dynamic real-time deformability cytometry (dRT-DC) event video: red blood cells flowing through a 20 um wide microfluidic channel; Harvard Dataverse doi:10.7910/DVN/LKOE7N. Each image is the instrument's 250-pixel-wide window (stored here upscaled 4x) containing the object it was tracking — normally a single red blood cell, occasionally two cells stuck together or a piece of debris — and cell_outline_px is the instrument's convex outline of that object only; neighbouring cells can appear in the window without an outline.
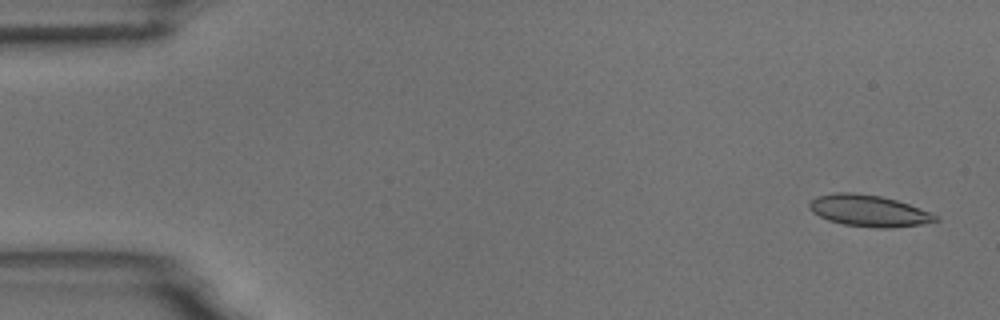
{"species": "common noctule bat (a hibernating species)", "species_latin": "Nyctalus noctula", "temperature_condition": "room temperature", "stored_images_in_passage": 5, "segment_of_instrument_passage": [1, 2], "camera_frame_rate_fps": 3000, "um_per_image_px": 0.085, "animal": {"sex": "male", "body_mass_g": 18.8}, "frame": {"image": 1, "passage_image": 1, "time_ms": 0.0, "image_size_px": [1000, 320], "cell_outline_px": [[940, 220], [920, 224], [888, 228], [876, 228], [844, 224], [828, 220], [812, 212], [808, 208], [808, 204], [816, 196], [836, 192], [852, 192], [880, 196], [896, 200], [908, 204], [928, 212], [936, 216]], "centroid_in_image_um": [73.79, 17.91], "position_along_channel_um": 11.2, "area_um2": 22.89}}
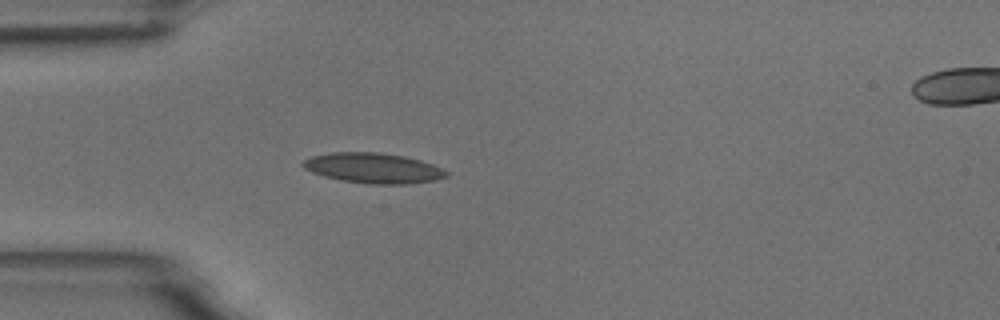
{"frame": {"image": 2, "passage_image": 4, "time_ms": 4.333, "image_size_px": [1000, 320], "cell_outline_px": [[448, 176], [436, 180], [408, 184], [368, 184], [340, 180], [324, 176], [312, 172], [304, 168], [300, 164], [304, 160], [312, 156], [332, 152], [380, 152], [404, 156], [420, 160], [432, 164], [448, 172]], "centroid_in_image_um": [31.72, 14.29], "position_along_channel_um": 53.3, "area_um2": 25.32}}